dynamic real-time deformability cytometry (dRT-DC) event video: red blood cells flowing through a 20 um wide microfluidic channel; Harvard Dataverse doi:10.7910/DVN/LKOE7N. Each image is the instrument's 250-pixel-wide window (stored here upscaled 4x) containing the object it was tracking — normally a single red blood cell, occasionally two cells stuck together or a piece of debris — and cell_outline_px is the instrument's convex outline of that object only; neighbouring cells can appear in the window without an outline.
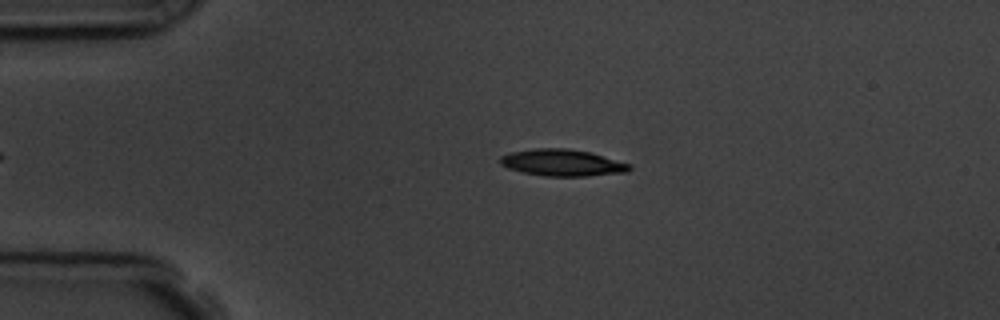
{"species": "common noctule bat (a hibernating species)", "species_latin": "Nyctalus noctula", "temperature_condition": "room temperature", "stored_images_in_passage": 41, "camera_frame_rate_fps": 3000, "um_per_image_px": 0.085, "animal": {"sex": "male", "body_mass_g": 19.5, "forearm_length_mm": 54.6}, "frame": {"image": 1, "passage_image": 4, "time_ms": 1.0, "image_size_px": [1000, 320], "cell_outline_px": [[632, 168], [628, 172], [588, 176], [544, 176], [524, 172], [508, 168], [500, 164], [500, 156], [512, 152], [532, 148], [568, 148], [592, 152], [632, 164]], "centroid_in_image_um": [47.85, 13.82], "position_along_channel_um": 37.2, "area_um2": 20.35}}
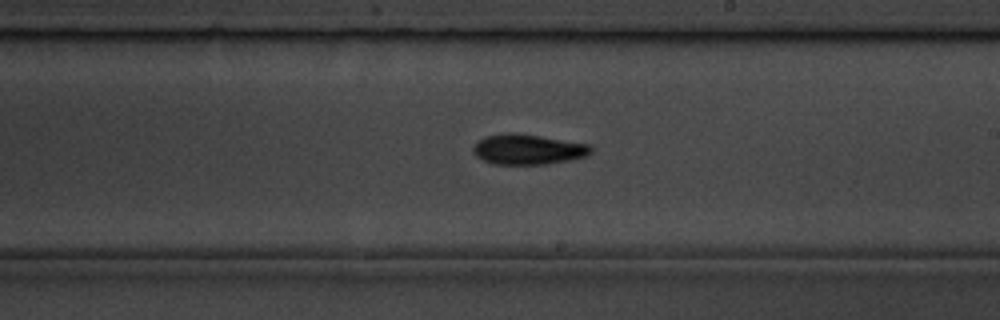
{"frame": {"image": 2, "passage_image": 24, "time_ms": 7.667, "image_size_px": [1000, 320], "cell_outline_px": [[592, 152], [588, 156], [548, 164], [492, 164], [476, 156], [472, 152], [472, 148], [484, 136], [508, 132], [516, 132], [588, 144], [592, 148]], "centroid_in_image_um": [44.86, 12.69], "position_along_channel_um": 244.1, "area_um2": 20.81}}
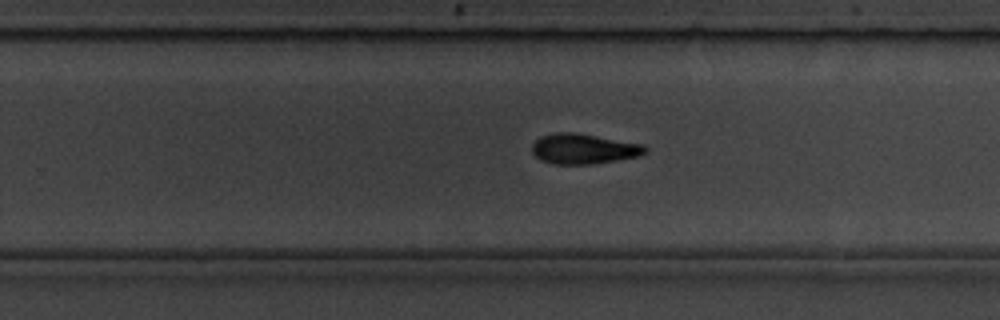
{"frame": {"image": 3, "passage_image": 27, "time_ms": 8.667, "image_size_px": [1000, 320], "cell_outline_px": [[648, 152], [640, 156], [592, 164], [556, 164], [540, 160], [532, 152], [532, 144], [540, 136], [552, 132], [576, 132], [644, 144], [648, 148]], "centroid_in_image_um": [49.62, 12.64], "position_along_channel_um": 280.2, "area_um2": 20.17}, "authors_computed_cell_mechanics": {"area_um2": 20.1722, "velocity_mm_per_s": 3.6387, "shape_relaxation_time_tau1_ms": 3.374, "shape_relaxation_time_tau2_ms": null, "deformation_change_tau1": 0.1584, "deformation_change_tau2": null}}